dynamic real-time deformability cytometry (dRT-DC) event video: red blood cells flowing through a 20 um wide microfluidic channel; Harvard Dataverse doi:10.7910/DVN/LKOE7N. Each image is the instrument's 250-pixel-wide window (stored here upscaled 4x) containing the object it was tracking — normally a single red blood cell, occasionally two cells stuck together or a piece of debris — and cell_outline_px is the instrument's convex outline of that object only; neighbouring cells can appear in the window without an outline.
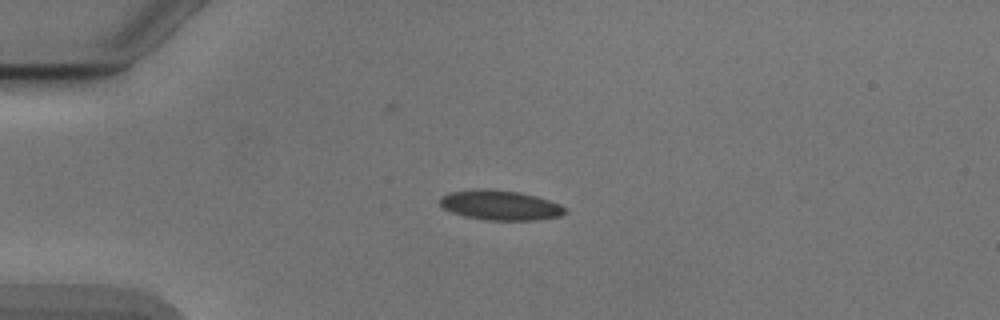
{"species": "Egyptian fruit bat (a non-hibernating species)", "species_latin": "Rousettus aegyptiacus", "temperature_condition": "cold", "stored_images_in_passage": 40, "camera_frame_rate_fps": 3000, "um_per_image_px": 0.085, "animal": {"sex": "male"}, "frame": {"image": 1, "passage_image": 1, "time_ms": 0.0, "image_size_px": [1000, 320], "cell_outline_px": [[568, 212], [560, 216], [536, 220], [488, 220], [464, 216], [452, 212], [444, 208], [440, 204], [440, 196], [448, 192], [476, 188], [488, 188], [520, 192], [536, 196], [560, 204], [568, 208]], "centroid_in_image_um": [42.53, 17.43], "position_along_channel_um": 42.5, "area_um2": 22.02}}
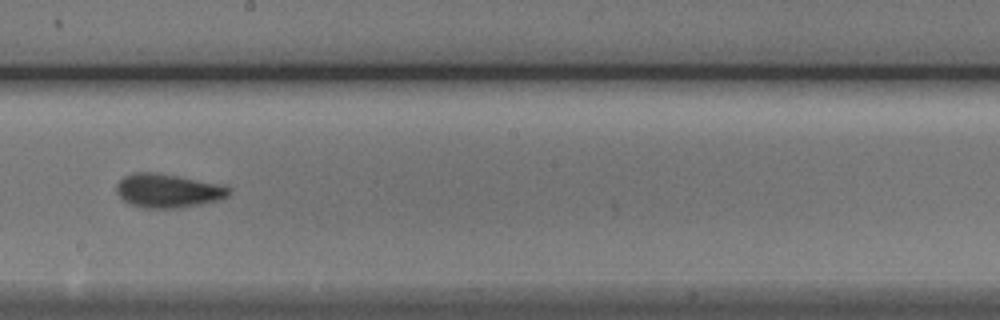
{"frame": {"image": 2, "passage_image": 18, "time_ms": 5.667, "image_size_px": [1000, 320], "cell_outline_px": [[232, 192], [228, 196], [220, 200], [200, 204], [176, 208], [144, 208], [132, 204], [124, 200], [116, 192], [116, 184], [124, 176], [132, 172], [156, 172], [180, 176], [220, 184], [232, 188]], "centroid_in_image_um": [14.3, 16.2], "position_along_channel_um": 233.9, "area_um2": 22.31}}
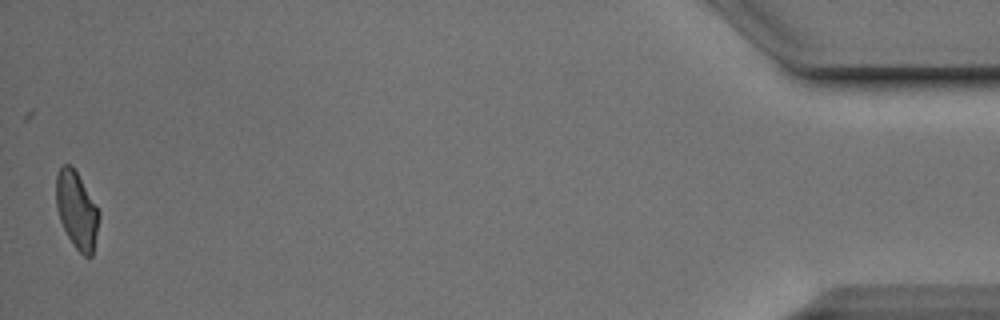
{"frame": {"image": 3, "passage_image": 40, "time_ms": 13.0, "image_size_px": [1000, 320], "cell_outline_px": [[100, 216], [92, 256], [84, 256], [72, 244], [60, 220], [56, 208], [56, 176], [60, 168], [64, 164], [72, 164], [100, 212]], "centroid_in_image_um": [6.52, 17.85], "position_along_channel_um": 428.7, "area_um2": 19.13}, "authors_computed_cell_mechanics": {"area_um2": 21.1548, "velocity_mm_per_s": 3.8943, "shape_relaxation_time_tau1_ms": 4.2659, "shape_relaxation_time_tau2_ms": 2.228, "deformation_change_tau1": 0.1089, "deformation_change_tau2": 0.0862}}